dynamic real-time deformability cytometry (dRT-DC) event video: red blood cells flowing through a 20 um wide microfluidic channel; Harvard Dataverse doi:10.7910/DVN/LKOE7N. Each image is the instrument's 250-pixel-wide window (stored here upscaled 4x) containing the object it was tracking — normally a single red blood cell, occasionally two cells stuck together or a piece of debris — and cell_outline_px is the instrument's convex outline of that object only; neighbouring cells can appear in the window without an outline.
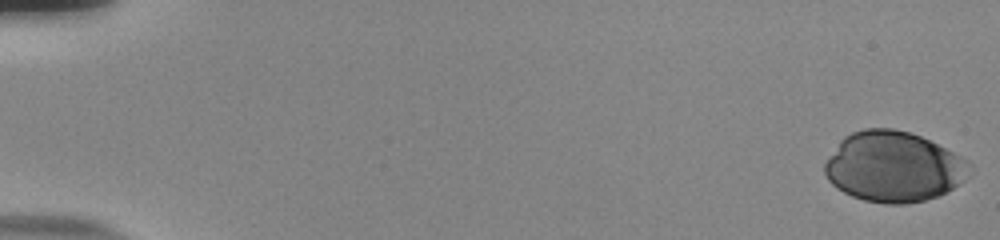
{"species": "human", "species_latin": "Homo sapiens", "temperature_condition": "room temperature", "stored_images_in_passage": 56, "camera_frame_rate_fps": 3000, "um_per_image_px": 0.085, "donor": {"sex": "male"}, "frame": {"image": 1, "passage_image": 1, "time_ms": 0.0, "image_size_px": [1000, 240], "cell_outline_px": [[972, 176], [952, 188], [936, 196], [924, 200], [904, 204], [884, 204], [864, 200], [852, 196], [836, 188], [828, 180], [824, 172], [824, 164], [840, 140], [844, 136], [852, 132], [864, 128], [892, 128], [908, 132], [920, 136], [968, 160], [972, 164]], "centroid_in_image_um": [75.96, 14.18], "position_along_channel_um": 9.0, "area_um2": 59.48}}